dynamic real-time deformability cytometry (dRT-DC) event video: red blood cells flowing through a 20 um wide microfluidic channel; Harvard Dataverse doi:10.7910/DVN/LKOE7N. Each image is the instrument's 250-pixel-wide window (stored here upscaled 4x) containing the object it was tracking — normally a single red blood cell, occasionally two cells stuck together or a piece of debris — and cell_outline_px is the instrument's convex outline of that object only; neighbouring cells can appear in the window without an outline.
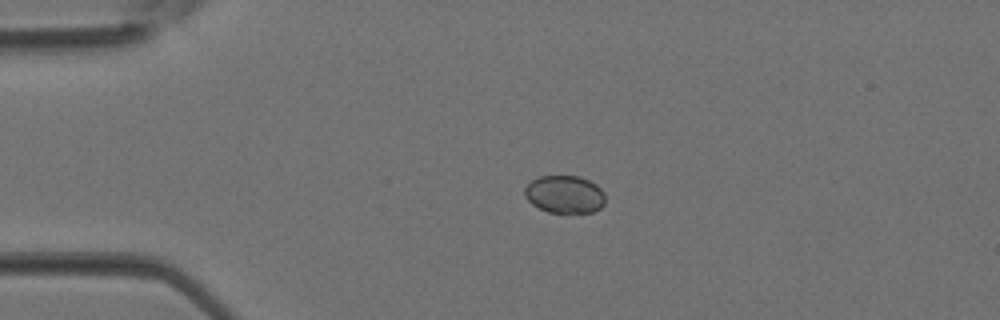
{"species": "Egyptian fruit bat (a non-hibernating species)", "species_latin": "Rousettus aegyptiacus", "temperature_condition": "room temperature", "stored_images_in_passage": 2, "camera_frame_rate_fps": 3000, "um_per_image_px": 0.085, "animal": {"sex": "female"}, "frame": {"image": 1, "passage_image": 1, "time_ms": 0.0, "image_size_px": [1000, 320], "cell_outline_px": [[604, 204], [600, 208], [592, 212], [548, 212], [532, 204], [524, 196], [524, 188], [532, 180], [540, 176], [580, 176], [596, 184], [604, 192]], "centroid_in_image_um": [47.99, 16.51], "position_along_channel_um": 37.0, "area_um2": 17.63}}